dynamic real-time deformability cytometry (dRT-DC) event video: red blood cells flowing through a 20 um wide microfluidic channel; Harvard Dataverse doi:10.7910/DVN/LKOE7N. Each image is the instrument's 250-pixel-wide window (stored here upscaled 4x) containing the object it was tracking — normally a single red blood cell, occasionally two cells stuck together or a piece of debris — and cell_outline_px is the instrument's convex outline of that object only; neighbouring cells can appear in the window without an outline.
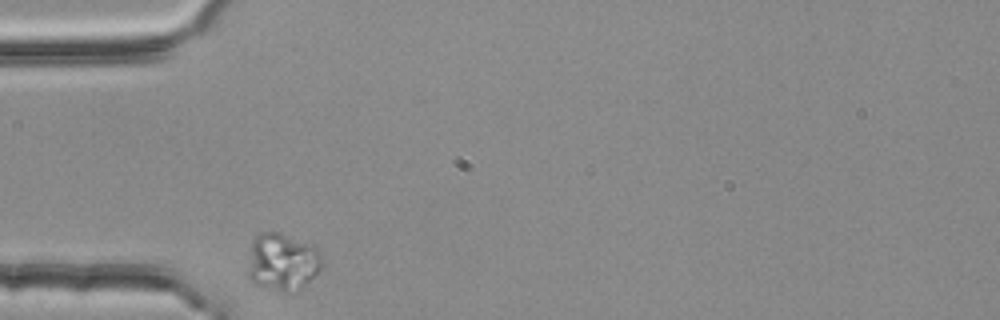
{"species": "common noctule bat (a hibernating species)", "species_latin": "Nyctalus noctula", "temperature_condition": "room temperature", "stored_images_in_passage": 31, "camera_frame_rate_fps": 3000, "um_per_image_px": 0.085, "animal": {"sex": "female", "body_mass_g": 25.1}, "frame": {"image": 1, "passage_image": 1, "time_ms": 0.0, "image_size_px": [1000, 320], "cell_outline_px": [[324, 264], [304, 284], [284, 288], [280, 288], [264, 284], [252, 280], [248, 276], [248, 272], [252, 240], [260, 232], [280, 232], [312, 244], [316, 248]], "centroid_in_image_um": [24.01, 22.12], "position_along_channel_um": 61.0, "area_um2": 23.29}}
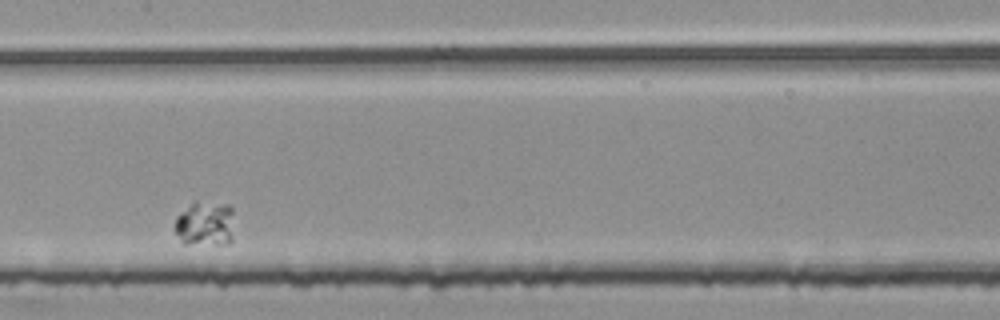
{"frame": {"image": 2, "passage_image": 14, "time_ms": 4.333, "image_size_px": [1000, 320], "cell_outline_px": [[232, 240], [228, 244], [184, 244], [180, 240], [176, 232], [176, 216], [192, 200], [196, 200], [228, 204], [232, 208]], "centroid_in_image_um": [17.43, 18.99], "position_along_channel_um": 190.0, "area_um2": 15.9}}
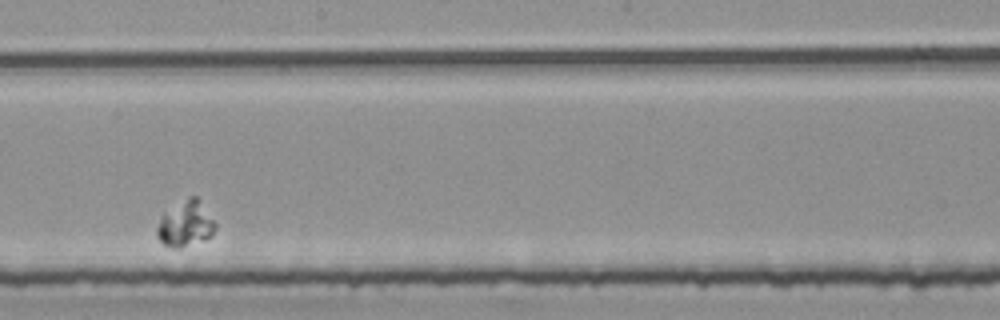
{"frame": {"image": 3, "passage_image": 18, "time_ms": 5.667, "image_size_px": [1000, 320], "cell_outline_px": [[216, 228], [212, 236], [204, 240], [180, 248], [172, 248], [164, 244], [156, 236], [156, 228], [160, 216], [164, 212], [188, 196], [196, 196], [216, 224]], "centroid_in_image_um": [15.74, 19.04], "position_along_channel_um": 232.5, "area_um2": 15.55}}